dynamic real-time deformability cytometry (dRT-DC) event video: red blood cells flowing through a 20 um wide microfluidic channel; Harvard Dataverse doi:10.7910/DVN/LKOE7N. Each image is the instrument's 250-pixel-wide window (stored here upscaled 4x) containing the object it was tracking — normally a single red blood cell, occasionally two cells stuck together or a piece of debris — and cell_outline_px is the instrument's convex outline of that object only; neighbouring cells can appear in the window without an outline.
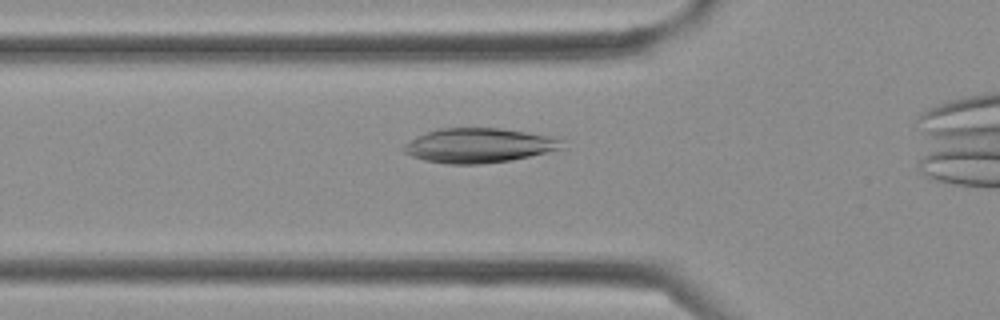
{"species": "Egyptian fruit bat (a non-hibernating species)", "species_latin": "Rousettus aegyptiacus", "temperature_condition": "cold", "stored_images_in_passage": 5, "camera_frame_rate_fps": 3000, "um_per_image_px": 0.085, "frame": {"image": 1, "passage_image": 4, "time_ms": 1.0, "image_size_px": [1000, 320], "cell_outline_px": [[564, 148], [548, 152], [512, 160], [480, 164], [448, 164], [424, 160], [412, 156], [404, 152], [400, 148], [404, 144], [428, 132], [440, 128], [500, 128], [560, 136], [564, 140]], "centroid_in_image_um": [40.8, 12.36], "position_along_channel_um": 85.0, "area_um2": 32.19}}